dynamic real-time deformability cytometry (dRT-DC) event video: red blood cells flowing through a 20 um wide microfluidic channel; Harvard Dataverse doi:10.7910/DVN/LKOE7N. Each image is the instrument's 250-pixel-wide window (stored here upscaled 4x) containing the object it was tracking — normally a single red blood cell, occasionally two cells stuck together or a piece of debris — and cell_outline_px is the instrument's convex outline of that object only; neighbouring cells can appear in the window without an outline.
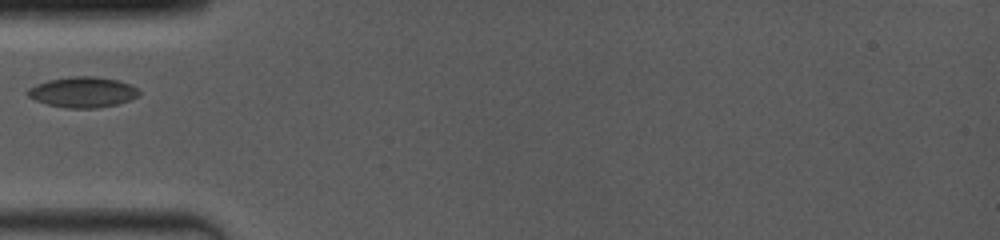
{"species": "common noctule bat (a hibernating species)", "species_latin": "Nyctalus noctula", "temperature_condition": "room temperature", "stored_images_in_passage": 39, "camera_frame_rate_fps": 4000, "um_per_image_px": 0.085, "animal": {"sex": "female", "body_mass_g": 19.0, "forearm_length_mm": 53.3}, "frame": {"image": 1, "passage_image": 1, "time_ms": 0.0, "image_size_px": [1000, 240], "cell_outline_px": [[140, 96], [132, 100], [116, 104], [96, 108], [68, 108], [48, 104], [36, 100], [28, 96], [24, 92], [28, 88], [36, 84], [48, 80], [68, 76], [96, 76], [120, 80], [136, 88], [140, 92]], "centroid_in_image_um": [7.04, 7.82], "position_along_channel_um": 78.0, "area_um2": 20.0}}
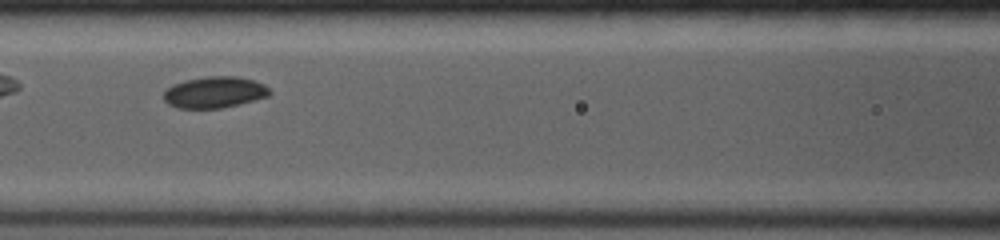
{"frame": {"image": 2, "passage_image": 12, "time_ms": 1.75, "image_size_px": [1000, 240], "cell_outline_px": [[272, 92], [268, 96], [240, 104], [220, 108], [176, 108], [168, 104], [164, 100], [164, 92], [172, 84], [184, 80], [208, 76], [240, 76], [264, 84]], "centroid_in_image_um": [18.23, 7.84], "position_along_channel_um": 148.4, "area_um2": 19.42}}
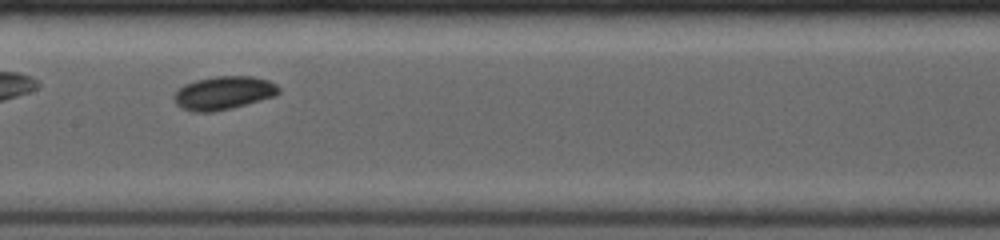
{"frame": {"image": 3, "passage_image": 17, "time_ms": 2.75, "image_size_px": [1000, 240], "cell_outline_px": [[280, 92], [276, 96], [232, 108], [212, 112], [192, 112], [180, 108], [176, 104], [172, 96], [184, 84], [196, 80], [216, 76], [252, 76], [268, 80], [276, 84], [280, 88]], "centroid_in_image_um": [19.0, 7.91], "position_along_channel_um": 188.4, "area_um2": 20.52}}